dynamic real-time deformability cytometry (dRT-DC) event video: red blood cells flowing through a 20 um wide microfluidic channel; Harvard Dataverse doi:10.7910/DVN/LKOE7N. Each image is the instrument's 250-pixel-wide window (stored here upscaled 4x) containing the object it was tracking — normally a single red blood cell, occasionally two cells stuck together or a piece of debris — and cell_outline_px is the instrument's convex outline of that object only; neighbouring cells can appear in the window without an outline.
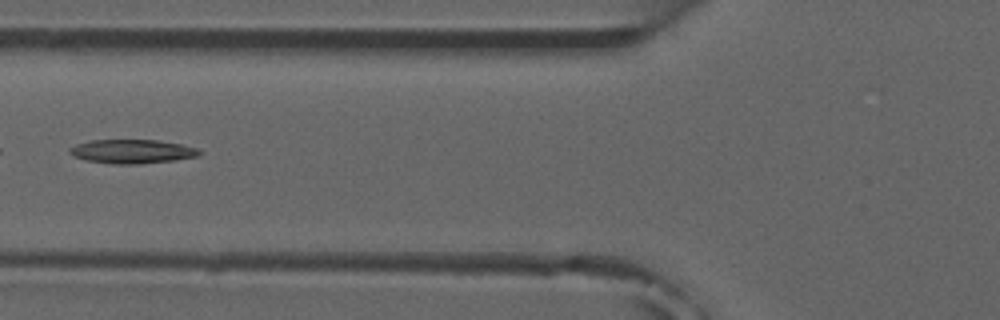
{"species": "common noctule bat (a hibernating species)", "species_latin": "Nyctalus noctula", "temperature_condition": "room temperature", "stored_images_in_passage": 7, "camera_frame_rate_fps": 3000, "um_per_image_px": 0.085, "animal": {"sex": "male", "forearm_length_mm": 52.5}, "frame": {"image": 1, "passage_image": 6, "time_ms": 6.0, "image_size_px": [1000, 320], "cell_outline_px": [[204, 152], [196, 156], [176, 160], [140, 164], [112, 164], [84, 160], [72, 156], [68, 152], [68, 148], [76, 144], [92, 140], [160, 140], [180, 144], [196, 148]], "centroid_in_image_um": [11.19, 12.88], "position_along_channel_um": 114.6, "area_um2": 18.26}}
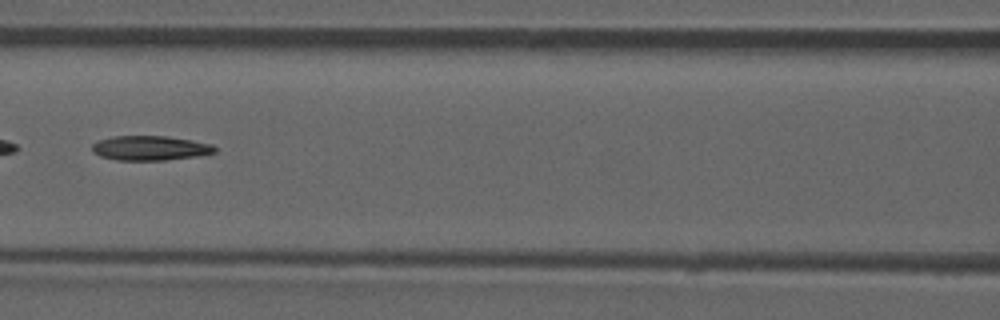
{"frame": {"image": 2, "passage_image": 7, "time_ms": 7.0, "image_size_px": [1000, 320], "cell_outline_px": [[216, 152], [208, 156], [164, 160], [116, 160], [100, 156], [92, 152], [92, 144], [100, 140], [112, 136], [164, 136], [192, 140], [212, 144], [216, 148]], "centroid_in_image_um": [12.82, 12.6], "position_along_channel_um": 153.8, "area_um2": 17.86}}